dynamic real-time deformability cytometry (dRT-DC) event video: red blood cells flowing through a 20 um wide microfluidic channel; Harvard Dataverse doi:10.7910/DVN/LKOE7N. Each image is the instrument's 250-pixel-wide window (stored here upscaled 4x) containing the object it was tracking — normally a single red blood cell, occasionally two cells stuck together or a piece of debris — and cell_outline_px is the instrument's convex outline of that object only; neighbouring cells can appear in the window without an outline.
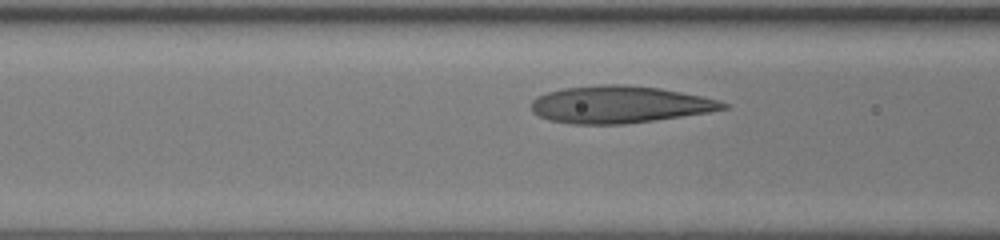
{"species": "human", "species_latin": "Homo sapiens", "temperature_condition": "room temperature", "stored_images_in_passage": 9, "camera_frame_rate_fps": 3000, "um_per_image_px": 0.085, "donor": {"sex": "female"}, "frame": {"image": 1, "passage_image": 6, "time_ms": 1.667, "image_size_px": [1000, 240], "cell_outline_px": [[728, 108], [708, 112], [624, 124], [572, 124], [548, 120], [532, 112], [532, 100], [536, 96], [548, 92], [564, 88], [600, 84], [624, 84], [660, 88], [700, 96], [716, 100], [728, 104]], "centroid_in_image_um": [52.6, 8.88], "position_along_channel_um": 114.0, "area_um2": 41.21}}